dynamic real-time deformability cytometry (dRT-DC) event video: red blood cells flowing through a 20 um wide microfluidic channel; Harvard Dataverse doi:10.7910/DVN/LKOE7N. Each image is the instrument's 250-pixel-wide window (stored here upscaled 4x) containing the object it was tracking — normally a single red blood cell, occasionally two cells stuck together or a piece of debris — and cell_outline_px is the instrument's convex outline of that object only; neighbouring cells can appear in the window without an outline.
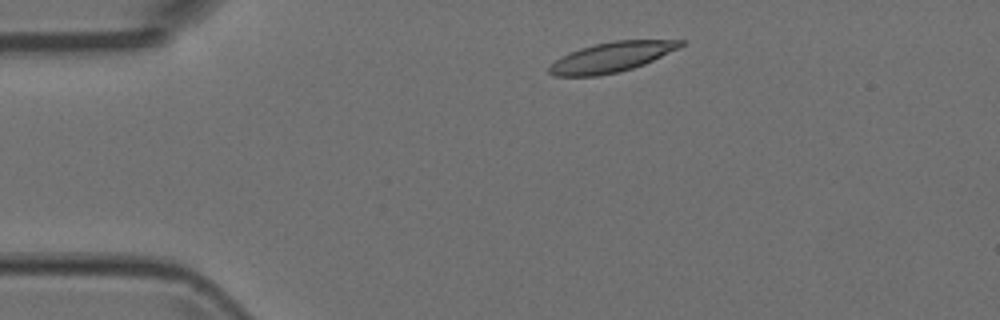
{"species": "Egyptian fruit bat (a non-hibernating species)", "species_latin": "Rousettus aegyptiacus", "temperature_condition": "room temperature", "stored_images_in_passage": 2, "camera_frame_rate_fps": 3000, "um_per_image_px": 0.085, "animal": {"sex": "female"}, "frame": {"image": 1, "passage_image": 1, "time_ms": 0.0, "image_size_px": [1000, 320], "cell_outline_px": [[684, 44], [680, 48], [644, 64], [632, 68], [616, 72], [596, 76], [556, 76], [548, 72], [548, 68], [560, 56], [580, 48], [596, 44], [616, 40], [684, 40]], "centroid_in_image_um": [51.98, 4.85], "position_along_channel_um": 33.0, "area_um2": 22.72}}